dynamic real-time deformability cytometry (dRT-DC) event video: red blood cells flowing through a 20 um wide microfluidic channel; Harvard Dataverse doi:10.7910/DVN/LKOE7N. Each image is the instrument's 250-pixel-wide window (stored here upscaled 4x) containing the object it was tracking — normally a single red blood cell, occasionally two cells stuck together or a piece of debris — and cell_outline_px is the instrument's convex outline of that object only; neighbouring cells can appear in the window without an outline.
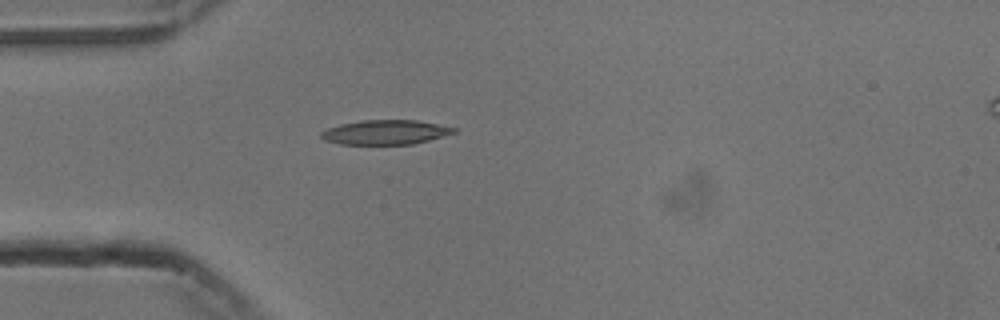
{"species": "common noctule bat (a hibernating species)", "species_latin": "Nyctalus noctula", "temperature_condition": "cold", "stored_images_in_passage": 40, "camera_frame_rate_fps": 3000, "um_per_image_px": 0.085, "animal": {"sex": "male", "body_mass_g": 13.3}, "frame": {"image": 1, "passage_image": 1, "time_ms": 0.0, "image_size_px": [1000, 320], "cell_outline_px": [[456, 132], [444, 136], [412, 144], [340, 144], [324, 140], [320, 136], [320, 132], [328, 128], [340, 124], [360, 120], [416, 120], [456, 128]], "centroid_in_image_um": [32.72, 11.24], "position_along_channel_um": 52.3, "area_um2": 18.84}}
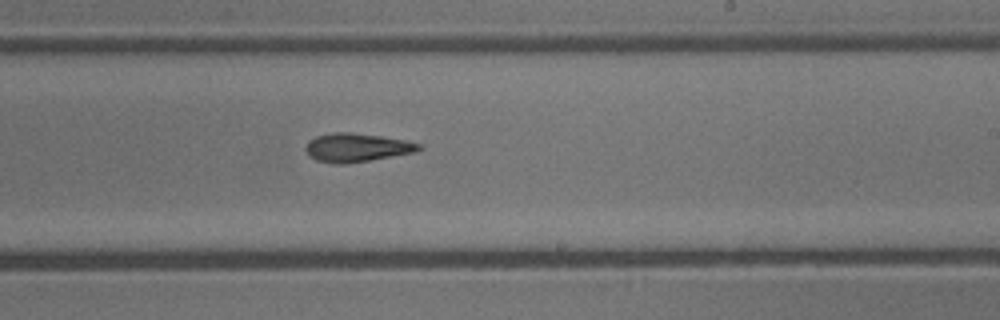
{"frame": {"image": 2, "passage_image": 18, "time_ms": 5.667, "image_size_px": [1000, 320], "cell_outline_px": [[424, 148], [416, 152], [344, 164], [336, 164], [316, 160], [308, 156], [304, 148], [308, 140], [316, 136], [332, 132], [352, 132], [380, 136], [404, 140], [420, 144]], "centroid_in_image_um": [30.28, 12.54], "position_along_channel_um": 258.7, "area_um2": 18.9}}
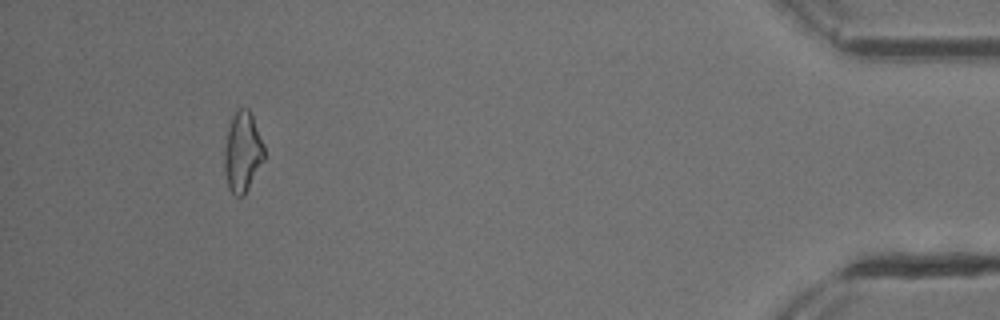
{"frame": {"image": 3, "passage_image": 36, "time_ms": 11.667, "image_size_px": [1000, 320], "cell_outline_px": [[264, 160], [244, 196], [236, 196], [228, 188], [224, 168], [224, 148], [228, 128], [232, 116], [240, 108], [248, 108], [252, 116], [264, 144]], "centroid_in_image_um": [20.61, 12.94], "position_along_channel_um": 414.6, "area_um2": 18.55}, "authors_computed_cell_mechanics": {"area_um2": 18.496, "velocity_mm_per_s": 3.7751, "shape_relaxation_time_tau1_ms": 8.7836, "shape_relaxation_time_tau2_ms": null, "deformation_change_tau1": 0.2206, "deformation_change_tau2": null}}